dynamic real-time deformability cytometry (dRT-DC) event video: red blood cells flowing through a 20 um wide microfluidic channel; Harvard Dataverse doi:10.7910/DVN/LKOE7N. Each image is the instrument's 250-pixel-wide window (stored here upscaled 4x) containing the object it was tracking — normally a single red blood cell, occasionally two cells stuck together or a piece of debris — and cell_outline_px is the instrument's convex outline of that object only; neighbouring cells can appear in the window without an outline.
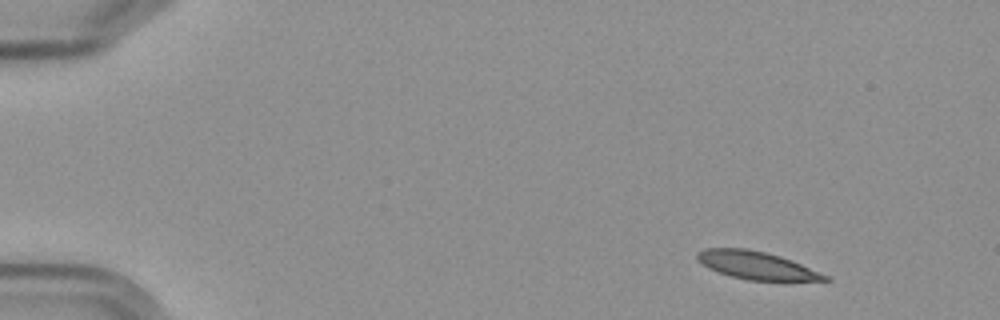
{"species": "Egyptian fruit bat (a non-hibernating species)", "species_latin": "Rousettus aegyptiacus", "temperature_condition": "cold", "stored_images_in_passage": 4, "camera_frame_rate_fps": 3000, "um_per_image_px": 0.085, "frame": {"image": 1, "passage_image": 1, "time_ms": 0.0, "image_size_px": [1000, 320], "cell_outline_px": [[832, 280], [788, 284], [748, 280], [732, 276], [708, 268], [696, 260], [696, 252], [704, 248], [748, 248], [780, 256], [792, 260], [828, 276]], "centroid_in_image_um": [64.4, 22.61], "position_along_channel_um": 20.6, "area_um2": 21.68}}
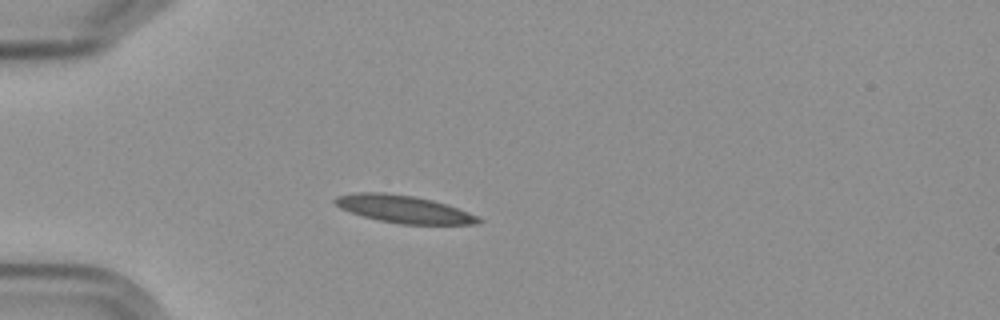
{"frame": {"image": 2, "passage_image": 4, "time_ms": 3.333, "image_size_px": [1000, 320], "cell_outline_px": [[484, 220], [480, 224], [400, 224], [380, 220], [364, 216], [340, 208], [332, 200], [336, 196], [360, 192], [384, 192], [412, 196], [432, 200], [448, 204], [468, 212]], "centroid_in_image_um": [34.34, 17.77], "position_along_channel_um": 50.7, "area_um2": 22.83}}